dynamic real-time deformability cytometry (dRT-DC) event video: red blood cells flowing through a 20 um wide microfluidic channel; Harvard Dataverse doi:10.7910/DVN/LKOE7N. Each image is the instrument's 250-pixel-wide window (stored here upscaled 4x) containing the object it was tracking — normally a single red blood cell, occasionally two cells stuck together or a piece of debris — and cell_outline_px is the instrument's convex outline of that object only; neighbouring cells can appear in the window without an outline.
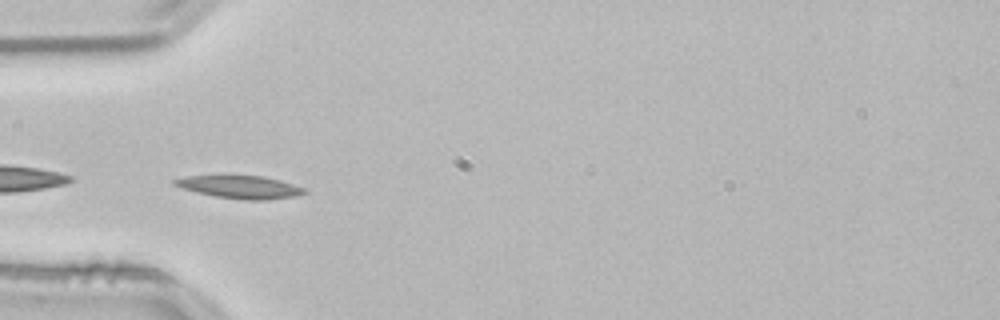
{"species": "common noctule bat (a hibernating species)", "species_latin": "Nyctalus noctula", "temperature_condition": "room temperature", "stored_images_in_passage": 38, "camera_frame_rate_fps": 3000, "um_per_image_px": 0.085, "animal": {"sex": "male", "body_mass_g": 21.5, "forearm_length_mm": 52.0}, "frame": {"image": 1, "passage_image": 1, "time_ms": 0.0, "image_size_px": [1000, 320], "cell_outline_px": [[308, 192], [296, 196], [264, 200], [244, 200], [216, 196], [196, 192], [172, 184], [172, 180], [188, 176], [228, 172], [264, 176], [280, 180], [308, 188]], "centroid_in_image_um": [20.41, 15.84], "position_along_channel_um": 64.6, "area_um2": 18.26}, "authors_computed_cell_mechanics": {"area_um2": 16.0395, "velocity_mm_per_s": 3.7714, "shape_relaxation_time_tau1_ms": null, "shape_relaxation_time_tau2_ms": 6.9445, "deformation_change_tau1": null, "deformation_change_tau2": 0.1269}}